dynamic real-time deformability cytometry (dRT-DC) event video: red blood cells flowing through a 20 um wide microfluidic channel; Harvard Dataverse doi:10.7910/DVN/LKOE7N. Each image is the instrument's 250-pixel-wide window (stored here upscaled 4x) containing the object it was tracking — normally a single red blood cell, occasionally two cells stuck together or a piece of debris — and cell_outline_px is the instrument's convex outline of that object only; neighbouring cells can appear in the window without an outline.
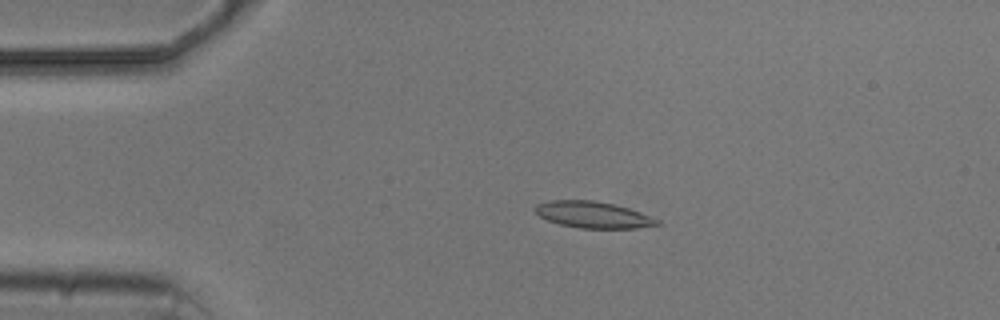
{"species": "common noctule bat (a hibernating species)", "species_latin": "Nyctalus noctula", "temperature_condition": "cold", "stored_images_in_passage": 3, "camera_frame_rate_fps": 3000, "um_per_image_px": 0.085, "animal": {"sex": "male", "body_mass_g": 20.5, "forearm_length_mm": 52.5}, "frame": {"image": 1, "passage_image": 2, "time_ms": 2.0, "image_size_px": [1000, 320], "cell_outline_px": [[660, 224], [636, 228], [580, 228], [560, 224], [548, 220], [540, 216], [536, 212], [536, 204], [548, 200], [596, 200], [628, 208], [640, 212], [660, 220]], "centroid_in_image_um": [50.41, 18.25], "position_along_channel_um": 34.6, "area_um2": 18.67}}